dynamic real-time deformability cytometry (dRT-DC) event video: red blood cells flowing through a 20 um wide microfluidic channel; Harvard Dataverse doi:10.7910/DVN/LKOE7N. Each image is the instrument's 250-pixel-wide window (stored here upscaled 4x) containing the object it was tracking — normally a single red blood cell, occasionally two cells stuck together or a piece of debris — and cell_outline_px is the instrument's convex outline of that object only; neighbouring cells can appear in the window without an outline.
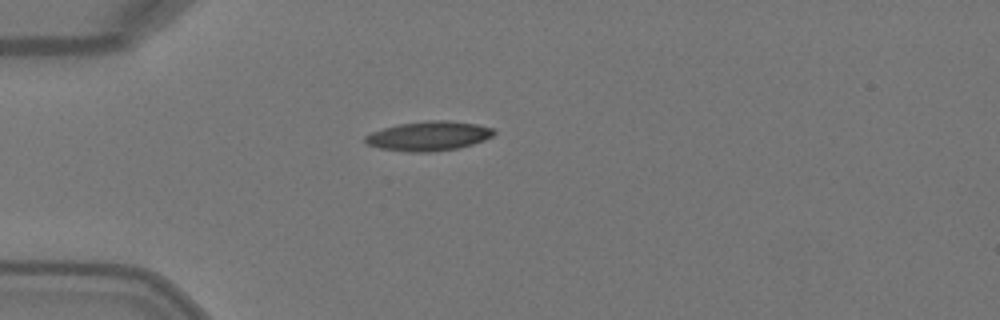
{"species": "Egyptian fruit bat (a non-hibernating species)", "species_latin": "Rousettus aegyptiacus", "temperature_condition": "warm", "stored_images_in_passage": 1, "camera_frame_rate_fps": 3000, "um_per_image_px": 0.085, "animal": {"sex": "female"}, "frame": {"image": 1, "passage_image": 1, "time_ms": 0.0, "image_size_px": [1000, 320], "cell_outline_px": [[496, 132], [492, 136], [484, 140], [460, 148], [432, 152], [404, 152], [380, 148], [368, 144], [364, 140], [364, 136], [372, 132], [396, 124], [428, 120], [448, 120], [476, 124], [492, 128]], "centroid_in_image_um": [36.43, 11.56], "position_along_channel_um": 48.6, "area_um2": 22.2}}